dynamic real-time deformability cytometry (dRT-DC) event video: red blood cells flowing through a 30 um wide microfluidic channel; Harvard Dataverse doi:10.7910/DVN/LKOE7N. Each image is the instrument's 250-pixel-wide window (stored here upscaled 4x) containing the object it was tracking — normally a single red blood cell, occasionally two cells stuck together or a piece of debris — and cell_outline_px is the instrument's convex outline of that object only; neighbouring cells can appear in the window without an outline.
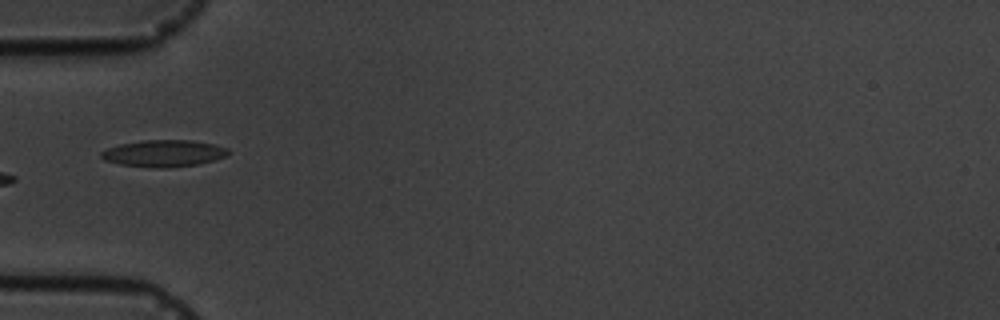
{"species": "common noctule bat (a hibernating species)", "species_latin": "Nyctalus noctula", "temperature_condition": "cold", "stored_images_in_passage": 7, "camera_frame_rate_fps": 3000, "um_per_image_px": 0.085, "animal": {"sex": "male", "body_mass_g": 19.5, "forearm_length_mm": 54.6}, "frame": {"image": 1, "passage_image": 4, "time_ms": 4.333, "image_size_px": [1000, 320], "cell_outline_px": [[228, 156], [216, 160], [196, 164], [168, 168], [152, 168], [120, 164], [104, 160], [100, 156], [100, 152], [108, 148], [120, 144], [144, 140], [192, 140], [216, 144], [228, 148]], "centroid_in_image_um": [13.94, 13.03], "position_along_channel_um": 71.1, "area_um2": 20.0}}
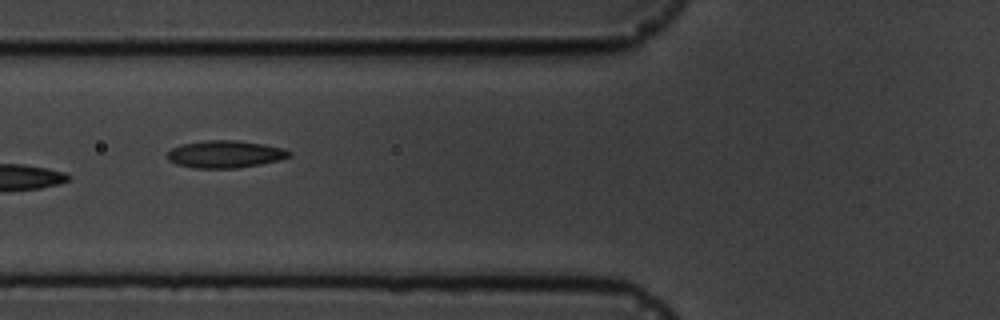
{"frame": {"image": 2, "passage_image": 5, "time_ms": 5.333, "image_size_px": [1000, 320], "cell_outline_px": [[292, 156], [280, 160], [260, 164], [236, 168], [192, 168], [176, 164], [168, 160], [168, 152], [172, 148], [180, 144], [204, 140], [236, 140], [264, 144], [284, 148], [292, 152]], "centroid_in_image_um": [19.15, 13.1], "position_along_channel_um": 106.7, "area_um2": 19.59}}
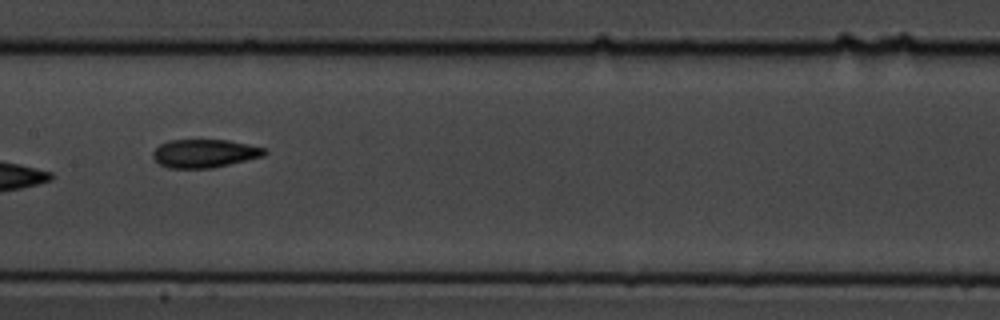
{"frame": {"image": 3, "passage_image": 7, "time_ms": 7.667, "image_size_px": [1000, 320], "cell_outline_px": [[268, 152], [264, 156], [212, 168], [168, 168], [160, 164], [152, 156], [152, 152], [160, 144], [168, 140], [228, 140], [248, 144], [264, 148]], "centroid_in_image_um": [17.38, 13.04], "position_along_channel_um": 190.0, "area_um2": 18.38}}